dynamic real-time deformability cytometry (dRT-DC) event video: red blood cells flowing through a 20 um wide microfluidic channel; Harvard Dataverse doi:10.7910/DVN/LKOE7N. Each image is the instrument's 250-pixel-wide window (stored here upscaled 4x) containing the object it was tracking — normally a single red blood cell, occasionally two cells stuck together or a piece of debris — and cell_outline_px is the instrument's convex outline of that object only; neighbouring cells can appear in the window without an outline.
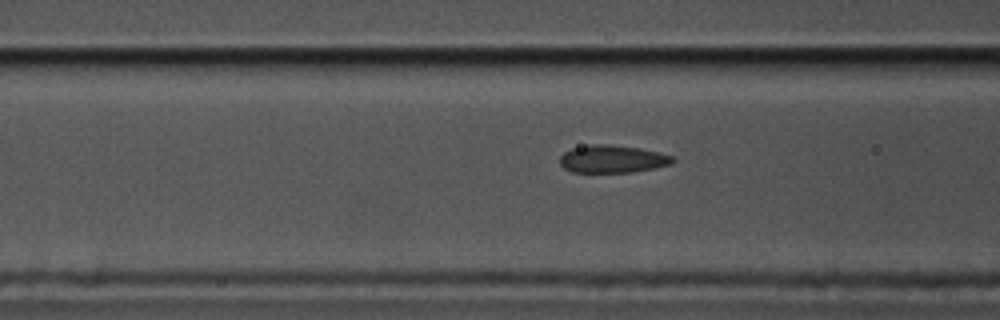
{"species": "common noctule bat (a hibernating species)", "species_latin": "Nyctalus noctula", "temperature_condition": "cold", "stored_images_in_passage": 16, "camera_frame_rate_fps": 3000, "um_per_image_px": 0.085, "animal": {"sex": "male", "body_mass_g": 17.5, "forearm_length_mm": 52.3}, "frame": {"image": 1, "passage_image": 14, "time_ms": 4.333, "image_size_px": [1000, 320], "cell_outline_px": [[676, 160], [672, 164], [632, 172], [572, 172], [564, 168], [560, 164], [560, 156], [564, 152], [572, 148], [588, 144], [604, 144], [640, 148], [660, 152], [672, 156]], "centroid_in_image_um": [52.05, 13.51], "position_along_channel_um": 114.6, "area_um2": 18.21}}